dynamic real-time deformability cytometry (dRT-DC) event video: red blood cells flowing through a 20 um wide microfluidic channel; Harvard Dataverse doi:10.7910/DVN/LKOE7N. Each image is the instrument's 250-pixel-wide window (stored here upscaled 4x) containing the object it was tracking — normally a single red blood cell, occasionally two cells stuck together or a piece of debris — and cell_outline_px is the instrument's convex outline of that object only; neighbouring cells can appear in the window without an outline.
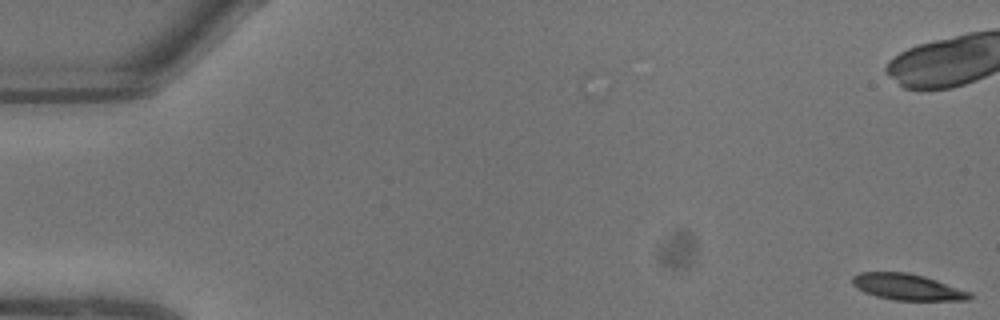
{"species": "common noctule bat (a hibernating species)", "species_latin": "Nyctalus noctula", "temperature_condition": "warm", "stored_images_in_passage": 2, "camera_frame_rate_fps": 3000, "um_per_image_px": 0.085, "animal": {"sex": "male", "body_mass_g": 13.3}, "frame": {"image": 1, "passage_image": 2, "time_ms": 0.333, "image_size_px": [1000, 320], "cell_outline_px": [[972, 300], [892, 300], [876, 296], [864, 292], [856, 288], [852, 284], [852, 276], [860, 272], [908, 272], [924, 276], [972, 292]], "centroid_in_image_um": [77.12, 24.39], "position_along_channel_um": 7.9, "area_um2": 18.03}}